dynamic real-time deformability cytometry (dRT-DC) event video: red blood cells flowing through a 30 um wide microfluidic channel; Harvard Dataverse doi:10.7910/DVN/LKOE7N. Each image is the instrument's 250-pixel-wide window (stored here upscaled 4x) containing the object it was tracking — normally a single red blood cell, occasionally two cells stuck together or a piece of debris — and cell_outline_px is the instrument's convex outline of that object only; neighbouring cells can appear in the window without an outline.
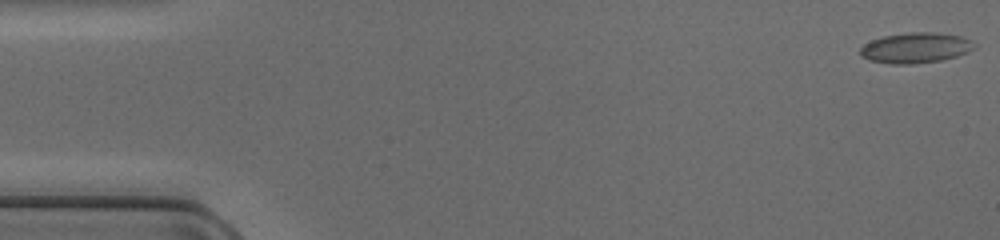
{"species": "common noctule bat (a hibernating species)", "species_latin": "Nyctalus noctula", "temperature_condition": "cold", "stored_images_in_passage": 48, "camera_frame_rate_fps": 3000, "um_per_image_px": 0.085, "animal": {"sex": "female", "body_mass_g": 17.0, "forearm_length_mm": 48.0}, "frame": {"image": 1, "passage_image": 1, "time_ms": 0.0, "image_size_px": [1000, 240], "cell_outline_px": [[976, 48], [968, 52], [956, 56], [940, 60], [912, 64], [888, 64], [868, 60], [860, 56], [860, 48], [864, 44], [872, 40], [884, 36], [908, 32], [932, 32], [960, 36], [972, 40], [976, 44]], "centroid_in_image_um": [77.82, 4.07], "position_along_channel_um": 7.2, "area_um2": 20.35}}
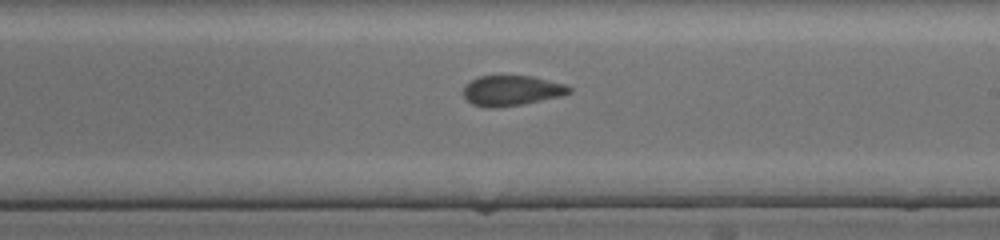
{"frame": {"image": 2, "passage_image": 28, "time_ms": 9.0, "image_size_px": [1000, 240], "cell_outline_px": [[572, 92], [560, 96], [524, 104], [496, 108], [484, 108], [472, 104], [464, 96], [464, 84], [480, 76], [532, 76], [564, 84], [572, 88]], "centroid_in_image_um": [43.47, 7.71], "position_along_channel_um": 245.5, "area_um2": 18.67}}
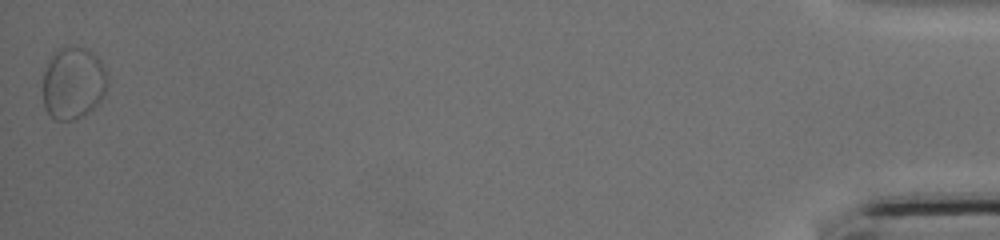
{"frame": {"image": 3, "passage_image": 48, "time_ms": 15.667, "image_size_px": [1000, 240], "cell_outline_px": [[108, 84], [104, 96], [84, 116], [76, 120], [56, 120], [44, 108], [44, 72], [52, 52], [56, 48], [88, 48], [104, 64], [108, 80]], "centroid_in_image_um": [6.24, 7.06], "position_along_channel_um": 429.0, "area_um2": 27.28}}